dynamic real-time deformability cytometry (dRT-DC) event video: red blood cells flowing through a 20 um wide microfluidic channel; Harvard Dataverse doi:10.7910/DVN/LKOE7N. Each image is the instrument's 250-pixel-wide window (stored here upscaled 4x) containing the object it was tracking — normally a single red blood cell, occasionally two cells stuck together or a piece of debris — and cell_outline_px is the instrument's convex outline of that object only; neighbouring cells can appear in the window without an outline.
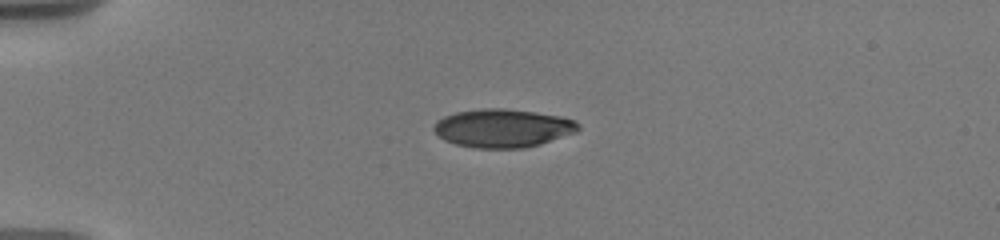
{"species": "human", "species_latin": "Homo sapiens", "temperature_condition": "warm", "stored_images_in_passage": 3, "camera_frame_rate_fps": 3000, "um_per_image_px": 0.085, "donor": {"sex": "male"}, "frame": {"image": 1, "passage_image": 1, "time_ms": 0.0, "image_size_px": [1000, 240], "cell_outline_px": [[580, 128], [576, 132], [540, 144], [524, 148], [476, 148], [456, 144], [444, 140], [432, 128], [436, 120], [444, 116], [456, 112], [484, 108], [504, 108], [560, 116], [576, 120], [580, 124]], "centroid_in_image_um": [42.74, 10.89], "position_along_channel_um": 42.3, "area_um2": 32.25}}
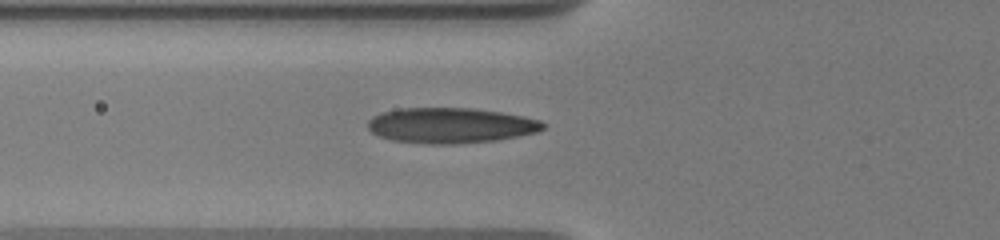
{"frame": {"image": 2, "passage_image": 3, "time_ms": 2.333, "image_size_px": [1000, 240], "cell_outline_px": [[544, 128], [536, 132], [496, 140], [456, 144], [424, 144], [392, 140], [380, 136], [372, 132], [368, 128], [368, 120], [372, 116], [380, 112], [400, 108], [472, 108], [500, 112], [524, 116], [540, 120], [544, 124]], "centroid_in_image_um": [38.26, 10.66], "position_along_channel_um": 87.5, "area_um2": 36.18}}